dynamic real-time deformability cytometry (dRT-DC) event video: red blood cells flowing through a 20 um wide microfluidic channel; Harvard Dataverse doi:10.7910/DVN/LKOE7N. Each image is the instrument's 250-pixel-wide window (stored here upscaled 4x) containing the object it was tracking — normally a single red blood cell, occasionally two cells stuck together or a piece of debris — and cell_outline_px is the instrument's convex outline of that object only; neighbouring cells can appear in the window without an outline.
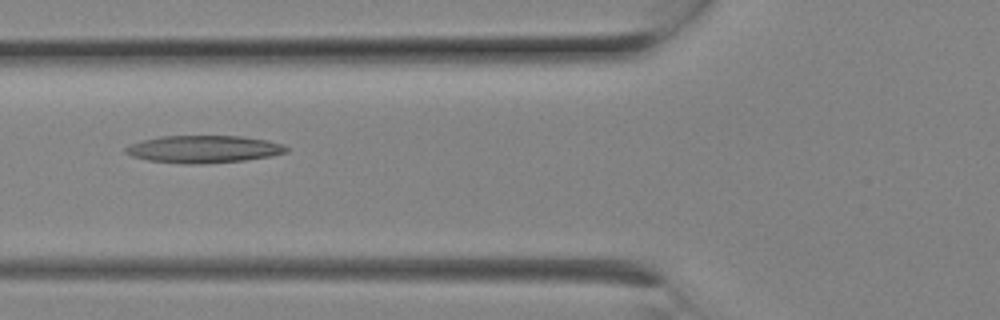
{"species": "Egyptian fruit bat (a non-hibernating species)", "species_latin": "Rousettus aegyptiacus", "temperature_condition": "room temperature", "stored_images_in_passage": 4, "camera_frame_rate_fps": 3000, "um_per_image_px": 0.085, "animal": {"sex": "female"}, "frame": {"image": 1, "passage_image": 2, "time_ms": 0.333, "image_size_px": [1000, 320], "cell_outline_px": [[288, 152], [272, 156], [244, 160], [204, 164], [180, 164], [148, 160], [132, 156], [124, 152], [124, 148], [128, 144], [160, 136], [240, 136], [268, 140], [284, 144], [288, 148]], "centroid_in_image_um": [17.31, 12.68], "position_along_channel_um": 108.5, "area_um2": 25.89}}
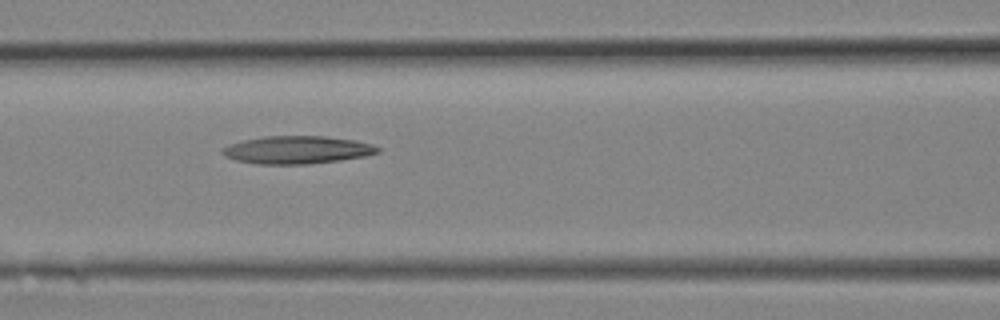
{"frame": {"image": 2, "passage_image": 3, "time_ms": 0.667, "image_size_px": [1000, 320], "cell_outline_px": [[380, 152], [364, 156], [340, 160], [308, 164], [256, 164], [236, 160], [224, 156], [220, 152], [220, 148], [244, 140], [264, 136], [324, 136], [356, 140], [380, 148]], "centroid_in_image_um": [25.22, 12.74], "position_along_channel_um": 141.4, "area_um2": 25.09}}
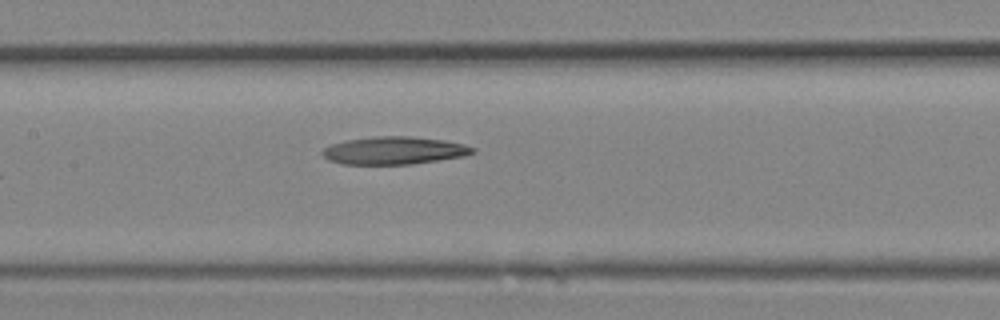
{"frame": {"image": 3, "passage_image": 4, "time_ms": 1.0, "image_size_px": [1000, 320], "cell_outline_px": [[476, 152], [464, 156], [412, 164], [340, 164], [328, 160], [320, 152], [324, 148], [332, 144], [348, 140], [372, 136], [408, 136], [444, 140], [464, 144], [476, 148]], "centroid_in_image_um": [33.5, 12.79], "position_along_channel_um": 173.9, "area_um2": 24.28}}